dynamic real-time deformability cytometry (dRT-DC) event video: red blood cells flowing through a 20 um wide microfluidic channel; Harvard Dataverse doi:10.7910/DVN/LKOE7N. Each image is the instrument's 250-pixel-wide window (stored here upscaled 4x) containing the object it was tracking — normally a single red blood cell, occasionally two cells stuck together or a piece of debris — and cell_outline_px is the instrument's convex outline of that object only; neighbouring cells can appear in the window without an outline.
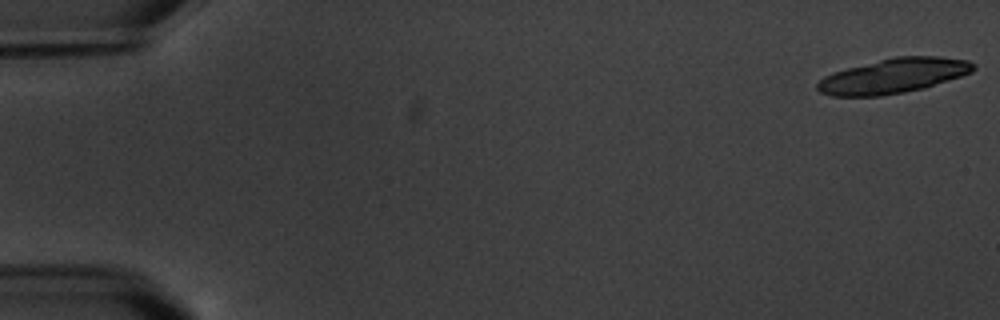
{"species": "common noctule bat (a hibernating species)", "species_latin": "Nyctalus noctula", "temperature_condition": "warm", "stored_images_in_passage": 5, "camera_frame_rate_fps": 3000, "um_per_image_px": 0.085, "animal": {"sex": "male", "body_mass_g": 20.1, "forearm_length_mm": 53.5}, "frame": {"image": 1, "passage_image": 1, "time_ms": 0.0, "image_size_px": [1000, 320], "cell_outline_px": [[976, 68], [972, 72], [924, 88], [904, 92], [880, 96], [832, 96], [820, 92], [816, 88], [816, 84], [824, 76], [832, 72], [896, 56], [940, 56], [968, 60], [976, 64]], "centroid_in_image_um": [75.95, 6.45], "position_along_channel_um": 9.0, "area_um2": 31.5}}